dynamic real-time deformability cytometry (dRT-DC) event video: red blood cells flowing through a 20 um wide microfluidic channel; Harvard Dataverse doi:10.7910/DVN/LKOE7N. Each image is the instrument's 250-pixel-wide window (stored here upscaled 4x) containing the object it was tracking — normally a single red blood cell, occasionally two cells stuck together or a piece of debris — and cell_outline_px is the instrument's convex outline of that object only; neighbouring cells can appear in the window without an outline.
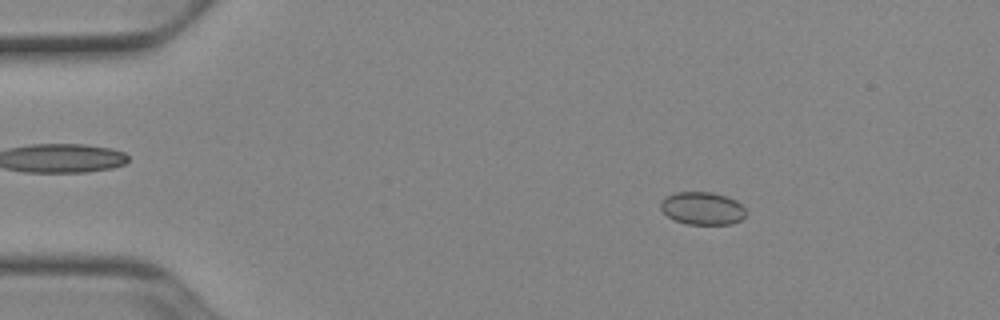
{"species": "Egyptian fruit bat (a non-hibernating species)", "species_latin": "Rousettus aegyptiacus", "temperature_condition": "cold", "stored_images_in_passage": 52, "camera_frame_rate_fps": 3000, "um_per_image_px": 0.085, "animal": {"sex": "female"}, "frame": {"image": 1, "passage_image": 8, "time_ms": 2.333, "image_size_px": [1000, 320], "cell_outline_px": [[748, 212], [740, 220], [732, 224], [688, 224], [676, 220], [668, 216], [660, 208], [660, 200], [664, 196], [676, 192], [712, 192], [736, 200]], "centroid_in_image_um": [59.69, 17.7], "position_along_channel_um": 25.3, "area_um2": 16.3}}
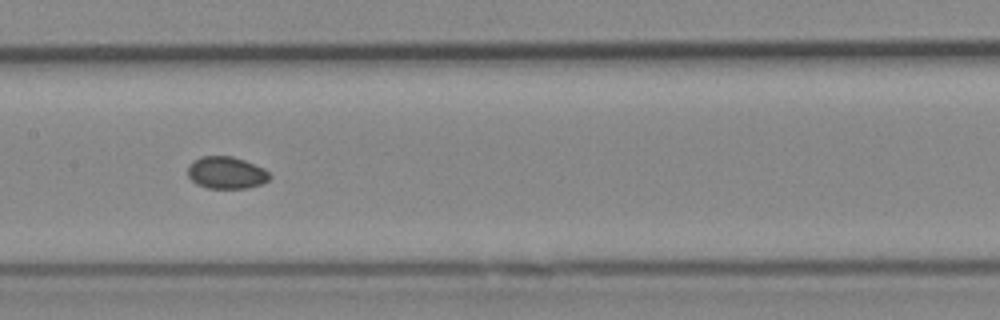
{"frame": {"image": 2, "passage_image": 26, "time_ms": 8.333, "image_size_px": [1000, 320], "cell_outline_px": [[272, 176], [268, 180], [260, 184], [248, 188], [208, 188], [196, 184], [188, 176], [188, 164], [192, 160], [200, 156], [232, 156], [244, 160], [264, 168]], "centroid_in_image_um": [19.22, 14.67], "position_along_channel_um": 188.2, "area_um2": 15.43}}
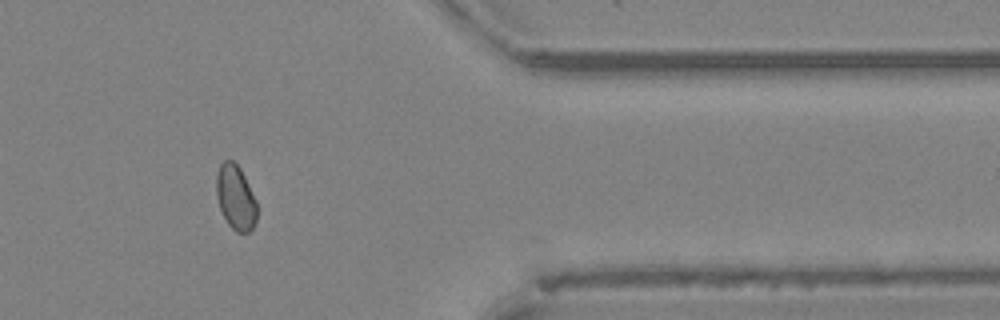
{"frame": {"image": 3, "passage_image": 43, "time_ms": 14.0, "image_size_px": [1000, 320], "cell_outline_px": [[256, 220], [252, 228], [248, 232], [236, 232], [228, 224], [220, 208], [216, 196], [216, 176], [220, 164], [224, 160], [232, 160], [240, 168], [256, 200]], "centroid_in_image_um": [20.01, 16.77], "position_along_channel_um": 391.4, "area_um2": 15.14}, "authors_computed_cell_mechanics": {"area_um2": 15.6927, "velocity_mm_per_s": 3.9067, "shape_relaxation_time_tau1_ms": null, "shape_relaxation_time_tau2_ms": 3.6978, "deformation_change_tau1": null, "deformation_change_tau2": 0.039}}